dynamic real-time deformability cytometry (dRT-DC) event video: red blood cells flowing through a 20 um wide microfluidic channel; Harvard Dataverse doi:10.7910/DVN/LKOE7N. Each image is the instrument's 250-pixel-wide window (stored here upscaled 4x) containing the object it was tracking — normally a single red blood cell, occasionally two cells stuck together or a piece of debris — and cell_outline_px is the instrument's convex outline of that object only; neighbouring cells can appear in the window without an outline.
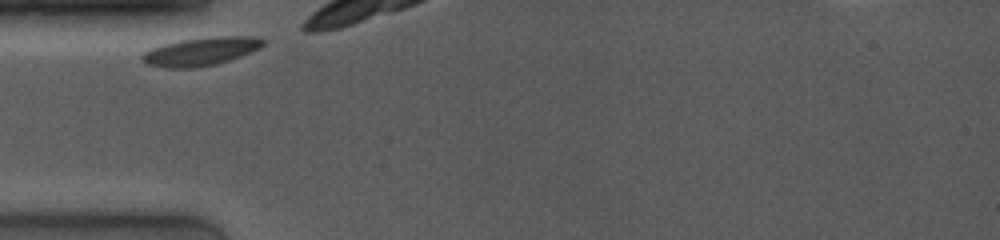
{"species": "common noctule bat (a hibernating species)", "species_latin": "Nyctalus noctula", "temperature_condition": "room temperature", "stored_images_in_passage": 5, "camera_frame_rate_fps": 4000, "um_per_image_px": 0.085, "animal": {"sex": "female", "body_mass_g": 19.0, "forearm_length_mm": 53.3}, "frame": {"image": 1, "passage_image": 1, "time_ms": 0.0, "image_size_px": [1000, 240], "cell_outline_px": [[264, 44], [260, 48], [252, 52], [216, 64], [196, 68], [168, 68], [148, 64], [140, 60], [140, 56], [144, 52], [152, 48], [164, 44], [180, 40], [212, 36], [260, 36], [264, 40]], "centroid_in_image_um": [17.09, 4.36], "position_along_channel_um": 67.9, "area_um2": 20.06}}